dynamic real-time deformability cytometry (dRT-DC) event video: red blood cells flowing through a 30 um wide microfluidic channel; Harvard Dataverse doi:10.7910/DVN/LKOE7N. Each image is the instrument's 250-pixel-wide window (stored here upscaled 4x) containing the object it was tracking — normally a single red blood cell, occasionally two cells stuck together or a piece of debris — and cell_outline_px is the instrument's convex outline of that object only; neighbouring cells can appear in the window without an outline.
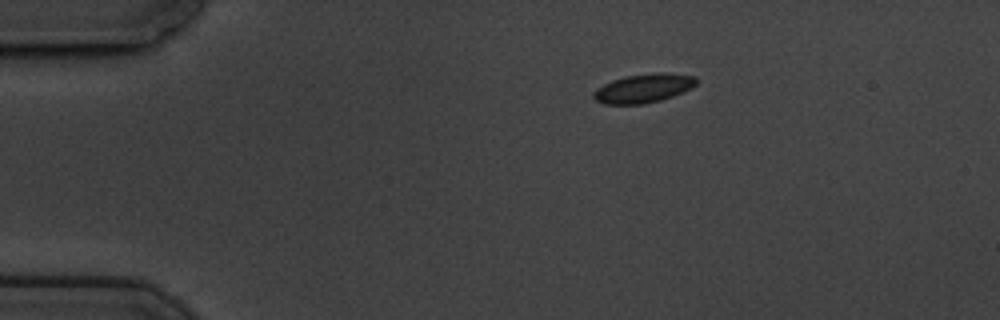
{"species": "common noctule bat (a hibernating species)", "species_latin": "Nyctalus noctula", "temperature_condition": "cold", "stored_images_in_passage": 50, "camera_frame_rate_fps": 3000, "um_per_image_px": 0.085, "animal": {"sex": "male", "body_mass_g": 19.5, "forearm_length_mm": 54.6}, "frame": {"image": 1, "passage_image": 1, "time_ms": 0.0, "image_size_px": [1000, 320], "cell_outline_px": [[696, 84], [692, 88], [684, 92], [660, 100], [644, 104], [604, 104], [596, 100], [592, 96], [592, 92], [596, 88], [612, 80], [624, 76], [660, 72], [664, 72], [696, 76]], "centroid_in_image_um": [54.69, 7.5], "position_along_channel_um": 30.3, "area_um2": 17.4}}
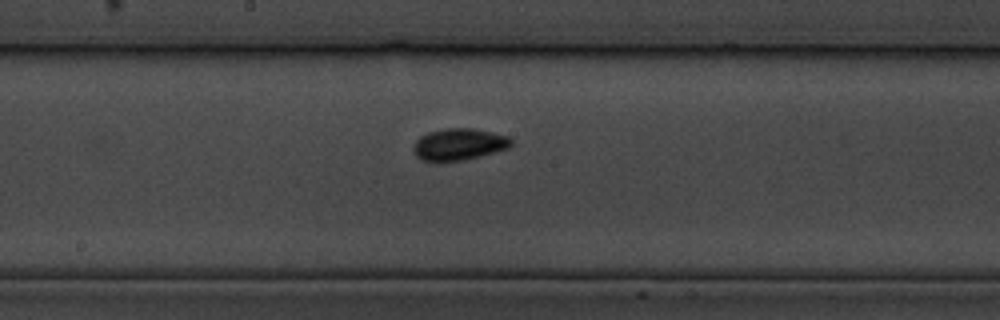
{"frame": {"image": 2, "passage_image": 22, "time_ms": 7.0, "image_size_px": [1000, 320], "cell_outline_px": [[512, 144], [508, 148], [464, 160], [436, 164], [420, 160], [416, 156], [412, 148], [416, 140], [420, 136], [428, 132], [444, 128], [472, 128], [492, 132], [508, 136], [512, 140]], "centroid_in_image_um": [38.94, 12.29], "position_along_channel_um": 209.3, "area_um2": 18.55}}
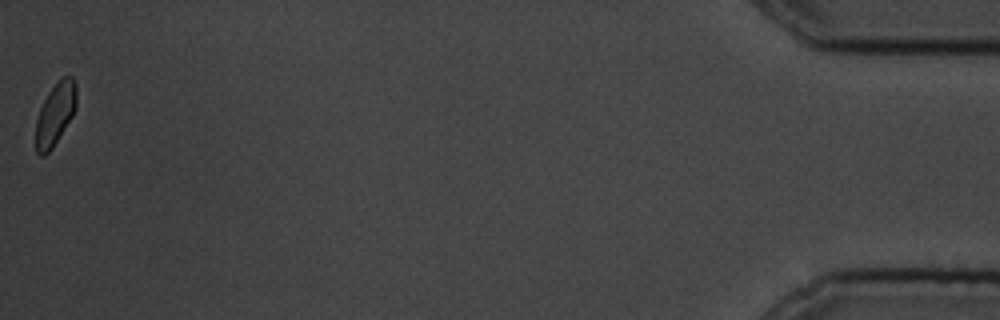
{"frame": {"image": 3, "passage_image": 50, "time_ms": 16.333, "image_size_px": [1000, 320], "cell_outline_px": [[76, 108], [72, 116], [52, 148], [44, 156], [40, 156], [36, 152], [36, 120], [40, 108], [48, 92], [64, 76], [72, 76], [76, 84]], "centroid_in_image_um": [4.69, 9.7], "position_along_channel_um": 430.5, "area_um2": 14.57}, "authors_computed_cell_mechanics": {"area_um2": 16.5308, "velocity_mm_per_s": 3.3493, "shape_relaxation_time_tau1_ms": 3.4356, "shape_relaxation_time_tau2_ms": 1.3522, "deformation_change_tau1": 0.0578, "deformation_change_tau2": 0.0546}}